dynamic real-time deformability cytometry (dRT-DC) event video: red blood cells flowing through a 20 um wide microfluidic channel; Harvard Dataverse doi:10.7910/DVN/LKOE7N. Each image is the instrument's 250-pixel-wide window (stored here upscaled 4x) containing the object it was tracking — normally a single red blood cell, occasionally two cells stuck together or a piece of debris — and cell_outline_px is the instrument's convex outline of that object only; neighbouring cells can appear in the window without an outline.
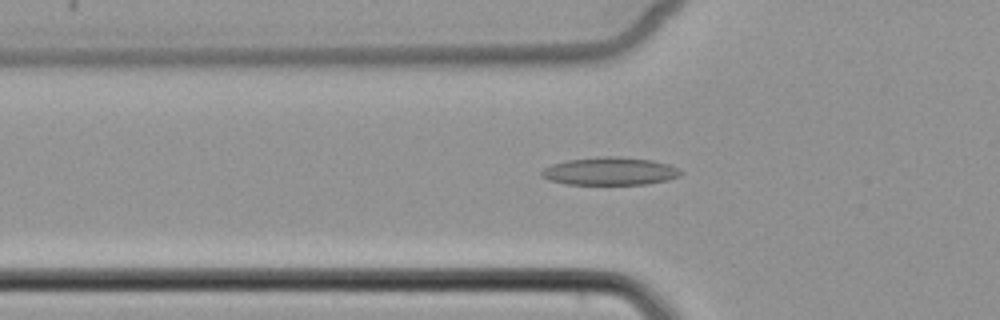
{"species": "common noctule bat (a hibernating species)", "species_latin": "Nyctalus noctula", "temperature_condition": "cold", "stored_images_in_passage": 40, "camera_frame_rate_fps": 3000, "um_per_image_px": 0.085, "animal": {"sex": "female", "body_mass_g": 22.7, "forearm_length_mm": 54.2}, "frame": {"image": 1, "passage_image": 10, "time_ms": 3.0, "image_size_px": [1000, 320], "cell_outline_px": [[684, 172], [680, 176], [668, 180], [648, 184], [568, 184], [548, 180], [540, 176], [540, 172], [544, 168], [552, 164], [568, 160], [604, 156], [616, 156], [652, 160], [668, 164], [680, 168]], "centroid_in_image_um": [51.87, 14.55], "position_along_channel_um": 73.9, "area_um2": 22.72}}
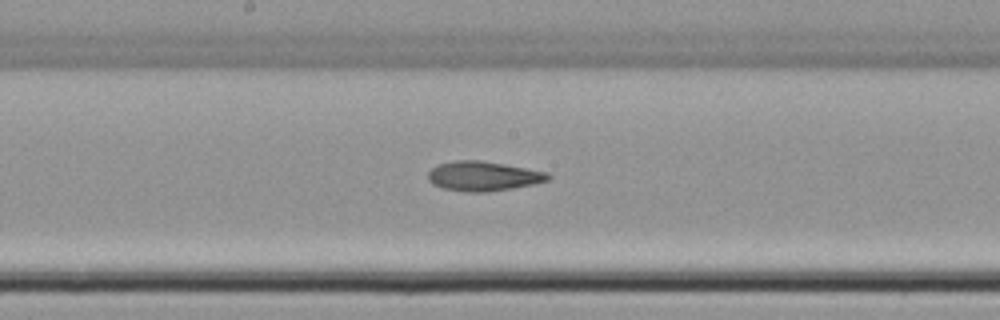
{"frame": {"image": 2, "passage_image": 20, "time_ms": 6.333, "image_size_px": [1000, 320], "cell_outline_px": [[552, 176], [548, 180], [532, 184], [512, 188], [488, 192], [468, 192], [440, 188], [432, 184], [428, 180], [428, 172], [432, 168], [440, 164], [456, 160], [480, 160], [504, 164], [548, 172]], "centroid_in_image_um": [41.06, 14.97], "position_along_channel_um": 207.1, "area_um2": 20.69}}
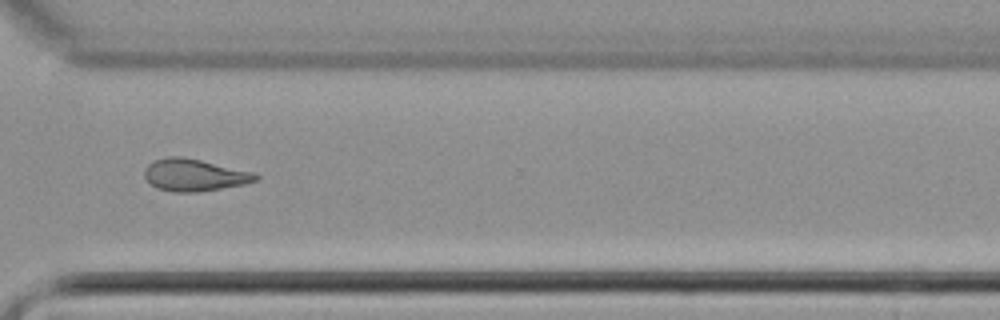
{"frame": {"image": 3, "passage_image": 31, "time_ms": 10.0, "image_size_px": [1000, 320], "cell_outline_px": [[260, 176], [256, 180], [244, 184], [196, 192], [172, 192], [156, 188], [144, 176], [144, 168], [152, 160], [168, 156], [180, 156], [200, 160], [252, 172]], "centroid_in_image_um": [16.46, 14.87], "position_along_channel_um": 354.1, "area_um2": 20.63}}